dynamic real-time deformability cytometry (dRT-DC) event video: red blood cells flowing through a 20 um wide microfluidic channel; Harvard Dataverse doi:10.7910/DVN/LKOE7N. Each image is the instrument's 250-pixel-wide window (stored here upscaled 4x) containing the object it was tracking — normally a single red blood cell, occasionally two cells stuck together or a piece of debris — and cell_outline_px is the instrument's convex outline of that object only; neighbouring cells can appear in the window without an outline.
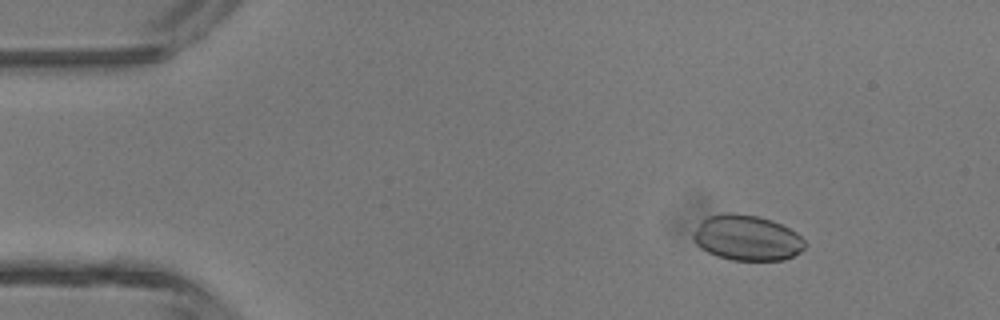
{"species": "common noctule bat (a hibernating species)", "species_latin": "Nyctalus noctula", "temperature_condition": "room temperature", "stored_images_in_passage": 4, "camera_frame_rate_fps": 3000, "um_per_image_px": 0.085, "animal": {"sex": "male", "body_mass_g": 13.3}, "frame": {"image": 1, "passage_image": 1, "time_ms": 0.0, "image_size_px": [1000, 320], "cell_outline_px": [[804, 248], [800, 252], [784, 260], [732, 260], [716, 256], [700, 248], [696, 244], [692, 236], [692, 232], [700, 220], [708, 216], [724, 212], [736, 212], [756, 216], [772, 220], [796, 232], [804, 240]], "centroid_in_image_um": [63.43, 20.2], "position_along_channel_um": 21.6, "area_um2": 29.77}}